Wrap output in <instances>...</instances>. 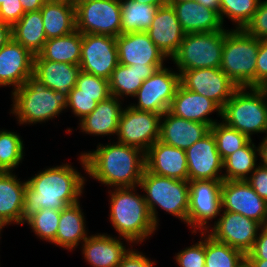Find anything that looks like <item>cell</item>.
<instances>
[{
	"label": "cell",
	"mask_w": 267,
	"mask_h": 267,
	"mask_svg": "<svg viewBox=\"0 0 267 267\" xmlns=\"http://www.w3.org/2000/svg\"><path fill=\"white\" fill-rule=\"evenodd\" d=\"M179 84L180 73L164 66L143 81L134 96L138 98L137 104L131 103L129 106L139 111L163 115L169 110Z\"/></svg>",
	"instance_id": "8fae6325"
},
{
	"label": "cell",
	"mask_w": 267,
	"mask_h": 267,
	"mask_svg": "<svg viewBox=\"0 0 267 267\" xmlns=\"http://www.w3.org/2000/svg\"><path fill=\"white\" fill-rule=\"evenodd\" d=\"M3 228H5V227L2 224H0V236H1V231H2Z\"/></svg>",
	"instance_id": "be15d7a7"
},
{
	"label": "cell",
	"mask_w": 267,
	"mask_h": 267,
	"mask_svg": "<svg viewBox=\"0 0 267 267\" xmlns=\"http://www.w3.org/2000/svg\"><path fill=\"white\" fill-rule=\"evenodd\" d=\"M77 170L71 163H62L39 171L26 180L21 225L41 209L62 211L80 202L87 180Z\"/></svg>",
	"instance_id": "6da1fadb"
},
{
	"label": "cell",
	"mask_w": 267,
	"mask_h": 267,
	"mask_svg": "<svg viewBox=\"0 0 267 267\" xmlns=\"http://www.w3.org/2000/svg\"><path fill=\"white\" fill-rule=\"evenodd\" d=\"M258 156V146L250 139L223 161V180H246L257 167Z\"/></svg>",
	"instance_id": "836d02e7"
},
{
	"label": "cell",
	"mask_w": 267,
	"mask_h": 267,
	"mask_svg": "<svg viewBox=\"0 0 267 267\" xmlns=\"http://www.w3.org/2000/svg\"><path fill=\"white\" fill-rule=\"evenodd\" d=\"M260 88L264 91V93L267 97V82L264 85H262Z\"/></svg>",
	"instance_id": "91938a15"
},
{
	"label": "cell",
	"mask_w": 267,
	"mask_h": 267,
	"mask_svg": "<svg viewBox=\"0 0 267 267\" xmlns=\"http://www.w3.org/2000/svg\"><path fill=\"white\" fill-rule=\"evenodd\" d=\"M139 3H143V4H149V5H153V6H165L169 4V0H135Z\"/></svg>",
	"instance_id": "11a10c76"
},
{
	"label": "cell",
	"mask_w": 267,
	"mask_h": 267,
	"mask_svg": "<svg viewBox=\"0 0 267 267\" xmlns=\"http://www.w3.org/2000/svg\"><path fill=\"white\" fill-rule=\"evenodd\" d=\"M246 259L267 260V225L261 227L252 249L246 254Z\"/></svg>",
	"instance_id": "681fc988"
},
{
	"label": "cell",
	"mask_w": 267,
	"mask_h": 267,
	"mask_svg": "<svg viewBox=\"0 0 267 267\" xmlns=\"http://www.w3.org/2000/svg\"><path fill=\"white\" fill-rule=\"evenodd\" d=\"M200 240L179 251L175 257V263L179 267H205V232H199Z\"/></svg>",
	"instance_id": "b9f144b4"
},
{
	"label": "cell",
	"mask_w": 267,
	"mask_h": 267,
	"mask_svg": "<svg viewBox=\"0 0 267 267\" xmlns=\"http://www.w3.org/2000/svg\"><path fill=\"white\" fill-rule=\"evenodd\" d=\"M221 108L211 99L192 92L179 84L169 111L183 119L204 123L210 128L219 120L208 117L212 112H218L221 120Z\"/></svg>",
	"instance_id": "cb8c5ba5"
},
{
	"label": "cell",
	"mask_w": 267,
	"mask_h": 267,
	"mask_svg": "<svg viewBox=\"0 0 267 267\" xmlns=\"http://www.w3.org/2000/svg\"><path fill=\"white\" fill-rule=\"evenodd\" d=\"M59 220L60 211L45 208L30 217L25 223L30 226L33 233H35L40 240H44L55 245V237L58 231Z\"/></svg>",
	"instance_id": "ab89813d"
},
{
	"label": "cell",
	"mask_w": 267,
	"mask_h": 267,
	"mask_svg": "<svg viewBox=\"0 0 267 267\" xmlns=\"http://www.w3.org/2000/svg\"><path fill=\"white\" fill-rule=\"evenodd\" d=\"M12 39V26L0 21V49Z\"/></svg>",
	"instance_id": "f907efd6"
},
{
	"label": "cell",
	"mask_w": 267,
	"mask_h": 267,
	"mask_svg": "<svg viewBox=\"0 0 267 267\" xmlns=\"http://www.w3.org/2000/svg\"><path fill=\"white\" fill-rule=\"evenodd\" d=\"M146 33L170 60L177 53L186 34L170 4L159 7Z\"/></svg>",
	"instance_id": "7402d4cb"
},
{
	"label": "cell",
	"mask_w": 267,
	"mask_h": 267,
	"mask_svg": "<svg viewBox=\"0 0 267 267\" xmlns=\"http://www.w3.org/2000/svg\"><path fill=\"white\" fill-rule=\"evenodd\" d=\"M239 267H252L250 264H249V262L245 259L241 264H240V266Z\"/></svg>",
	"instance_id": "6f0895ef"
},
{
	"label": "cell",
	"mask_w": 267,
	"mask_h": 267,
	"mask_svg": "<svg viewBox=\"0 0 267 267\" xmlns=\"http://www.w3.org/2000/svg\"><path fill=\"white\" fill-rule=\"evenodd\" d=\"M245 259L242 251L214 240L205 232V267H239Z\"/></svg>",
	"instance_id": "d590c367"
},
{
	"label": "cell",
	"mask_w": 267,
	"mask_h": 267,
	"mask_svg": "<svg viewBox=\"0 0 267 267\" xmlns=\"http://www.w3.org/2000/svg\"><path fill=\"white\" fill-rule=\"evenodd\" d=\"M123 239L129 244H133L119 236L117 238V236L112 237L106 233L90 234L81 244L83 257L92 267H117L134 246L130 244V248L126 249L124 241H121Z\"/></svg>",
	"instance_id": "ffe728a7"
},
{
	"label": "cell",
	"mask_w": 267,
	"mask_h": 267,
	"mask_svg": "<svg viewBox=\"0 0 267 267\" xmlns=\"http://www.w3.org/2000/svg\"><path fill=\"white\" fill-rule=\"evenodd\" d=\"M256 61V87L260 88L267 82V39L259 40Z\"/></svg>",
	"instance_id": "7dc6e473"
},
{
	"label": "cell",
	"mask_w": 267,
	"mask_h": 267,
	"mask_svg": "<svg viewBox=\"0 0 267 267\" xmlns=\"http://www.w3.org/2000/svg\"><path fill=\"white\" fill-rule=\"evenodd\" d=\"M185 152L188 181L223 180V160L217 150L216 139L211 131Z\"/></svg>",
	"instance_id": "e0dca14e"
},
{
	"label": "cell",
	"mask_w": 267,
	"mask_h": 267,
	"mask_svg": "<svg viewBox=\"0 0 267 267\" xmlns=\"http://www.w3.org/2000/svg\"><path fill=\"white\" fill-rule=\"evenodd\" d=\"M81 45L82 34L76 29L68 35L47 40L43 50L34 56V60H49L79 65Z\"/></svg>",
	"instance_id": "d6a6232c"
},
{
	"label": "cell",
	"mask_w": 267,
	"mask_h": 267,
	"mask_svg": "<svg viewBox=\"0 0 267 267\" xmlns=\"http://www.w3.org/2000/svg\"><path fill=\"white\" fill-rule=\"evenodd\" d=\"M13 97V98H12ZM11 112L20 125L45 123L67 109L68 96L39 84L33 78L11 93Z\"/></svg>",
	"instance_id": "277c9868"
},
{
	"label": "cell",
	"mask_w": 267,
	"mask_h": 267,
	"mask_svg": "<svg viewBox=\"0 0 267 267\" xmlns=\"http://www.w3.org/2000/svg\"><path fill=\"white\" fill-rule=\"evenodd\" d=\"M122 101L110 96L108 99L97 103L96 108L79 122V128L84 134L91 136H108L118 132V124L122 113Z\"/></svg>",
	"instance_id": "4316f807"
},
{
	"label": "cell",
	"mask_w": 267,
	"mask_h": 267,
	"mask_svg": "<svg viewBox=\"0 0 267 267\" xmlns=\"http://www.w3.org/2000/svg\"><path fill=\"white\" fill-rule=\"evenodd\" d=\"M243 30L255 38L267 39V0H261L255 14Z\"/></svg>",
	"instance_id": "7bdbcfd3"
},
{
	"label": "cell",
	"mask_w": 267,
	"mask_h": 267,
	"mask_svg": "<svg viewBox=\"0 0 267 267\" xmlns=\"http://www.w3.org/2000/svg\"><path fill=\"white\" fill-rule=\"evenodd\" d=\"M88 1H93V0H75V2L73 4L76 7L78 4L85 3V2H88Z\"/></svg>",
	"instance_id": "680465c9"
},
{
	"label": "cell",
	"mask_w": 267,
	"mask_h": 267,
	"mask_svg": "<svg viewBox=\"0 0 267 267\" xmlns=\"http://www.w3.org/2000/svg\"><path fill=\"white\" fill-rule=\"evenodd\" d=\"M180 84L214 101L221 109L239 88L220 68H198L180 73Z\"/></svg>",
	"instance_id": "9a60e30c"
},
{
	"label": "cell",
	"mask_w": 267,
	"mask_h": 267,
	"mask_svg": "<svg viewBox=\"0 0 267 267\" xmlns=\"http://www.w3.org/2000/svg\"><path fill=\"white\" fill-rule=\"evenodd\" d=\"M79 65L49 60H34L33 79L39 84L69 96L76 86Z\"/></svg>",
	"instance_id": "484cf974"
},
{
	"label": "cell",
	"mask_w": 267,
	"mask_h": 267,
	"mask_svg": "<svg viewBox=\"0 0 267 267\" xmlns=\"http://www.w3.org/2000/svg\"><path fill=\"white\" fill-rule=\"evenodd\" d=\"M110 197L109 222L119 237L126 238L134 244L151 237L157 230L154 224L144 194L134 187H115L108 190Z\"/></svg>",
	"instance_id": "3957f363"
},
{
	"label": "cell",
	"mask_w": 267,
	"mask_h": 267,
	"mask_svg": "<svg viewBox=\"0 0 267 267\" xmlns=\"http://www.w3.org/2000/svg\"><path fill=\"white\" fill-rule=\"evenodd\" d=\"M219 216L206 233L246 255L252 249L262 225L240 213L223 211Z\"/></svg>",
	"instance_id": "5bb4252c"
},
{
	"label": "cell",
	"mask_w": 267,
	"mask_h": 267,
	"mask_svg": "<svg viewBox=\"0 0 267 267\" xmlns=\"http://www.w3.org/2000/svg\"><path fill=\"white\" fill-rule=\"evenodd\" d=\"M162 67L164 66H128L119 63L109 79L111 96L120 100H124V95L133 98L143 81Z\"/></svg>",
	"instance_id": "4dcf8cb0"
},
{
	"label": "cell",
	"mask_w": 267,
	"mask_h": 267,
	"mask_svg": "<svg viewBox=\"0 0 267 267\" xmlns=\"http://www.w3.org/2000/svg\"><path fill=\"white\" fill-rule=\"evenodd\" d=\"M199 4L215 10L219 14L220 0H196Z\"/></svg>",
	"instance_id": "db71d44e"
},
{
	"label": "cell",
	"mask_w": 267,
	"mask_h": 267,
	"mask_svg": "<svg viewBox=\"0 0 267 267\" xmlns=\"http://www.w3.org/2000/svg\"><path fill=\"white\" fill-rule=\"evenodd\" d=\"M40 11L47 40L68 35L76 30L75 6L73 3L46 0Z\"/></svg>",
	"instance_id": "f1b7e54d"
},
{
	"label": "cell",
	"mask_w": 267,
	"mask_h": 267,
	"mask_svg": "<svg viewBox=\"0 0 267 267\" xmlns=\"http://www.w3.org/2000/svg\"><path fill=\"white\" fill-rule=\"evenodd\" d=\"M229 29L187 33L177 53L171 58L179 73L198 68H220L225 35Z\"/></svg>",
	"instance_id": "ba28073f"
},
{
	"label": "cell",
	"mask_w": 267,
	"mask_h": 267,
	"mask_svg": "<svg viewBox=\"0 0 267 267\" xmlns=\"http://www.w3.org/2000/svg\"><path fill=\"white\" fill-rule=\"evenodd\" d=\"M34 55L13 38L0 49V87L13 90L33 78Z\"/></svg>",
	"instance_id": "d6986e66"
},
{
	"label": "cell",
	"mask_w": 267,
	"mask_h": 267,
	"mask_svg": "<svg viewBox=\"0 0 267 267\" xmlns=\"http://www.w3.org/2000/svg\"><path fill=\"white\" fill-rule=\"evenodd\" d=\"M70 94L98 95V103L111 96L109 80L81 71Z\"/></svg>",
	"instance_id": "60d3db41"
},
{
	"label": "cell",
	"mask_w": 267,
	"mask_h": 267,
	"mask_svg": "<svg viewBox=\"0 0 267 267\" xmlns=\"http://www.w3.org/2000/svg\"><path fill=\"white\" fill-rule=\"evenodd\" d=\"M27 182L13 172L0 171V224H21Z\"/></svg>",
	"instance_id": "83f0119b"
},
{
	"label": "cell",
	"mask_w": 267,
	"mask_h": 267,
	"mask_svg": "<svg viewBox=\"0 0 267 267\" xmlns=\"http://www.w3.org/2000/svg\"><path fill=\"white\" fill-rule=\"evenodd\" d=\"M221 119L249 139L253 134H267V97L264 91L258 87H239L222 108Z\"/></svg>",
	"instance_id": "8992f818"
},
{
	"label": "cell",
	"mask_w": 267,
	"mask_h": 267,
	"mask_svg": "<svg viewBox=\"0 0 267 267\" xmlns=\"http://www.w3.org/2000/svg\"><path fill=\"white\" fill-rule=\"evenodd\" d=\"M161 116L153 112L139 111L127 105L120 115L116 142L146 152L159 140Z\"/></svg>",
	"instance_id": "7c38bea8"
},
{
	"label": "cell",
	"mask_w": 267,
	"mask_h": 267,
	"mask_svg": "<svg viewBox=\"0 0 267 267\" xmlns=\"http://www.w3.org/2000/svg\"><path fill=\"white\" fill-rule=\"evenodd\" d=\"M25 14L19 0H5L0 5V21L13 26Z\"/></svg>",
	"instance_id": "f6af8a7d"
},
{
	"label": "cell",
	"mask_w": 267,
	"mask_h": 267,
	"mask_svg": "<svg viewBox=\"0 0 267 267\" xmlns=\"http://www.w3.org/2000/svg\"><path fill=\"white\" fill-rule=\"evenodd\" d=\"M223 180L189 181V210L187 226L191 233L206 232L209 223L222 212L221 186ZM210 221V222H209Z\"/></svg>",
	"instance_id": "9c48e42d"
},
{
	"label": "cell",
	"mask_w": 267,
	"mask_h": 267,
	"mask_svg": "<svg viewBox=\"0 0 267 267\" xmlns=\"http://www.w3.org/2000/svg\"><path fill=\"white\" fill-rule=\"evenodd\" d=\"M219 122H216L210 131L216 139L217 150L224 161L229 155L242 148L250 139L240 131L227 126L224 122Z\"/></svg>",
	"instance_id": "f35d334b"
},
{
	"label": "cell",
	"mask_w": 267,
	"mask_h": 267,
	"mask_svg": "<svg viewBox=\"0 0 267 267\" xmlns=\"http://www.w3.org/2000/svg\"><path fill=\"white\" fill-rule=\"evenodd\" d=\"M58 1H67V2H70V3H74L75 0H58Z\"/></svg>",
	"instance_id": "6125c7cd"
},
{
	"label": "cell",
	"mask_w": 267,
	"mask_h": 267,
	"mask_svg": "<svg viewBox=\"0 0 267 267\" xmlns=\"http://www.w3.org/2000/svg\"><path fill=\"white\" fill-rule=\"evenodd\" d=\"M12 38L34 56L38 55L47 41L41 11L26 12L12 26Z\"/></svg>",
	"instance_id": "1f68e13d"
},
{
	"label": "cell",
	"mask_w": 267,
	"mask_h": 267,
	"mask_svg": "<svg viewBox=\"0 0 267 267\" xmlns=\"http://www.w3.org/2000/svg\"><path fill=\"white\" fill-rule=\"evenodd\" d=\"M118 64L116 37L82 34L81 71L109 80Z\"/></svg>",
	"instance_id": "4fadbf2b"
},
{
	"label": "cell",
	"mask_w": 267,
	"mask_h": 267,
	"mask_svg": "<svg viewBox=\"0 0 267 267\" xmlns=\"http://www.w3.org/2000/svg\"><path fill=\"white\" fill-rule=\"evenodd\" d=\"M82 210L80 202H78L60 211L58 231L55 237L57 247L72 251L88 237Z\"/></svg>",
	"instance_id": "f546056e"
},
{
	"label": "cell",
	"mask_w": 267,
	"mask_h": 267,
	"mask_svg": "<svg viewBox=\"0 0 267 267\" xmlns=\"http://www.w3.org/2000/svg\"><path fill=\"white\" fill-rule=\"evenodd\" d=\"M246 181L267 202V168L259 164Z\"/></svg>",
	"instance_id": "bcb514c9"
},
{
	"label": "cell",
	"mask_w": 267,
	"mask_h": 267,
	"mask_svg": "<svg viewBox=\"0 0 267 267\" xmlns=\"http://www.w3.org/2000/svg\"><path fill=\"white\" fill-rule=\"evenodd\" d=\"M221 205L222 211L240 213L259 222L262 226L267 225V202L246 180H223Z\"/></svg>",
	"instance_id": "2e32d148"
},
{
	"label": "cell",
	"mask_w": 267,
	"mask_h": 267,
	"mask_svg": "<svg viewBox=\"0 0 267 267\" xmlns=\"http://www.w3.org/2000/svg\"><path fill=\"white\" fill-rule=\"evenodd\" d=\"M261 0H220L219 16L231 19L235 29H243L255 14Z\"/></svg>",
	"instance_id": "74e56055"
},
{
	"label": "cell",
	"mask_w": 267,
	"mask_h": 267,
	"mask_svg": "<svg viewBox=\"0 0 267 267\" xmlns=\"http://www.w3.org/2000/svg\"><path fill=\"white\" fill-rule=\"evenodd\" d=\"M209 132L208 125L183 119L168 110L161 116L159 141L186 151Z\"/></svg>",
	"instance_id": "603a6c76"
},
{
	"label": "cell",
	"mask_w": 267,
	"mask_h": 267,
	"mask_svg": "<svg viewBox=\"0 0 267 267\" xmlns=\"http://www.w3.org/2000/svg\"><path fill=\"white\" fill-rule=\"evenodd\" d=\"M259 157L261 158L260 165L267 168V134L262 138V142L258 145Z\"/></svg>",
	"instance_id": "f5cc1de1"
},
{
	"label": "cell",
	"mask_w": 267,
	"mask_h": 267,
	"mask_svg": "<svg viewBox=\"0 0 267 267\" xmlns=\"http://www.w3.org/2000/svg\"><path fill=\"white\" fill-rule=\"evenodd\" d=\"M119 63L128 66H164L168 58L146 32L120 34L116 37Z\"/></svg>",
	"instance_id": "ac0fdd59"
},
{
	"label": "cell",
	"mask_w": 267,
	"mask_h": 267,
	"mask_svg": "<svg viewBox=\"0 0 267 267\" xmlns=\"http://www.w3.org/2000/svg\"><path fill=\"white\" fill-rule=\"evenodd\" d=\"M145 169L160 176L188 181L185 150L159 140L145 152Z\"/></svg>",
	"instance_id": "44dd1931"
},
{
	"label": "cell",
	"mask_w": 267,
	"mask_h": 267,
	"mask_svg": "<svg viewBox=\"0 0 267 267\" xmlns=\"http://www.w3.org/2000/svg\"><path fill=\"white\" fill-rule=\"evenodd\" d=\"M156 261L150 260L142 252L130 249L117 267H154Z\"/></svg>",
	"instance_id": "c3c4849f"
},
{
	"label": "cell",
	"mask_w": 267,
	"mask_h": 267,
	"mask_svg": "<svg viewBox=\"0 0 267 267\" xmlns=\"http://www.w3.org/2000/svg\"><path fill=\"white\" fill-rule=\"evenodd\" d=\"M252 267H267V260L246 259Z\"/></svg>",
	"instance_id": "9f6ffc18"
},
{
	"label": "cell",
	"mask_w": 267,
	"mask_h": 267,
	"mask_svg": "<svg viewBox=\"0 0 267 267\" xmlns=\"http://www.w3.org/2000/svg\"><path fill=\"white\" fill-rule=\"evenodd\" d=\"M169 4L186 34L214 32L224 28L219 14L196 0L169 2Z\"/></svg>",
	"instance_id": "d4e9b609"
},
{
	"label": "cell",
	"mask_w": 267,
	"mask_h": 267,
	"mask_svg": "<svg viewBox=\"0 0 267 267\" xmlns=\"http://www.w3.org/2000/svg\"><path fill=\"white\" fill-rule=\"evenodd\" d=\"M79 161L90 178L108 188L139 187L145 169V152L115 141L99 143L96 150L82 152Z\"/></svg>",
	"instance_id": "7a4b0ae2"
},
{
	"label": "cell",
	"mask_w": 267,
	"mask_h": 267,
	"mask_svg": "<svg viewBox=\"0 0 267 267\" xmlns=\"http://www.w3.org/2000/svg\"><path fill=\"white\" fill-rule=\"evenodd\" d=\"M97 103L98 95L69 94L67 108L72 109L71 112L80 121L96 108Z\"/></svg>",
	"instance_id": "ee69618b"
},
{
	"label": "cell",
	"mask_w": 267,
	"mask_h": 267,
	"mask_svg": "<svg viewBox=\"0 0 267 267\" xmlns=\"http://www.w3.org/2000/svg\"><path fill=\"white\" fill-rule=\"evenodd\" d=\"M144 194L151 218L158 228L157 207L187 225L189 210V181L153 174L144 169L139 187Z\"/></svg>",
	"instance_id": "5b68a950"
},
{
	"label": "cell",
	"mask_w": 267,
	"mask_h": 267,
	"mask_svg": "<svg viewBox=\"0 0 267 267\" xmlns=\"http://www.w3.org/2000/svg\"><path fill=\"white\" fill-rule=\"evenodd\" d=\"M19 133L0 130V171L13 172L24 159V144Z\"/></svg>",
	"instance_id": "8d00e7d4"
},
{
	"label": "cell",
	"mask_w": 267,
	"mask_h": 267,
	"mask_svg": "<svg viewBox=\"0 0 267 267\" xmlns=\"http://www.w3.org/2000/svg\"><path fill=\"white\" fill-rule=\"evenodd\" d=\"M193 1V0H169V2Z\"/></svg>",
	"instance_id": "94428289"
},
{
	"label": "cell",
	"mask_w": 267,
	"mask_h": 267,
	"mask_svg": "<svg viewBox=\"0 0 267 267\" xmlns=\"http://www.w3.org/2000/svg\"><path fill=\"white\" fill-rule=\"evenodd\" d=\"M259 39L243 29H230L225 35L220 69L238 87H256Z\"/></svg>",
	"instance_id": "52a82bcc"
},
{
	"label": "cell",
	"mask_w": 267,
	"mask_h": 267,
	"mask_svg": "<svg viewBox=\"0 0 267 267\" xmlns=\"http://www.w3.org/2000/svg\"><path fill=\"white\" fill-rule=\"evenodd\" d=\"M76 29L81 34L118 37L121 34L120 0H93L75 7Z\"/></svg>",
	"instance_id": "30bf717a"
},
{
	"label": "cell",
	"mask_w": 267,
	"mask_h": 267,
	"mask_svg": "<svg viewBox=\"0 0 267 267\" xmlns=\"http://www.w3.org/2000/svg\"><path fill=\"white\" fill-rule=\"evenodd\" d=\"M24 12L38 11L43 7L46 0H19Z\"/></svg>",
	"instance_id": "816d5d0a"
},
{
	"label": "cell",
	"mask_w": 267,
	"mask_h": 267,
	"mask_svg": "<svg viewBox=\"0 0 267 267\" xmlns=\"http://www.w3.org/2000/svg\"><path fill=\"white\" fill-rule=\"evenodd\" d=\"M121 34L146 32L159 6L139 3L135 0H120Z\"/></svg>",
	"instance_id": "e575fe53"
}]
</instances>
